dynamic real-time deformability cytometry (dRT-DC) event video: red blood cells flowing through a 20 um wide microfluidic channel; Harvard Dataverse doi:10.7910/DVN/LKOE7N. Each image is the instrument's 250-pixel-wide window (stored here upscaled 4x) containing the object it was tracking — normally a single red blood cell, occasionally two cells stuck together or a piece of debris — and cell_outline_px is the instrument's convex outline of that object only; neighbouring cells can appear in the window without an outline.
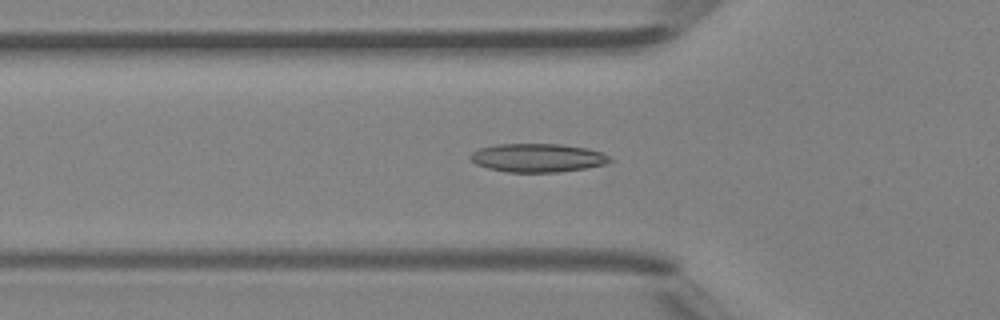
{"species": "Egyptian fruit bat (a non-hibernating species)", "species_latin": "Rousettus aegyptiacus", "temperature_condition": "room temperature", "stored_images_in_passage": 37, "camera_frame_rate_fps": 3000, "um_per_image_px": 0.085, "animal": {"sex": "female"}, "frame": {"image": 1, "passage_image": 7, "time_ms": 2.0, "image_size_px": [1000, 320], "cell_outline_px": [[616, 160], [608, 164], [584, 168], [556, 172], [508, 172], [488, 168], [476, 164], [468, 156], [472, 152], [480, 148], [496, 144], [564, 144], [588, 148], [604, 152]], "centroid_in_image_um": [45.77, 13.4], "position_along_channel_um": 80.0, "area_um2": 23.47}}
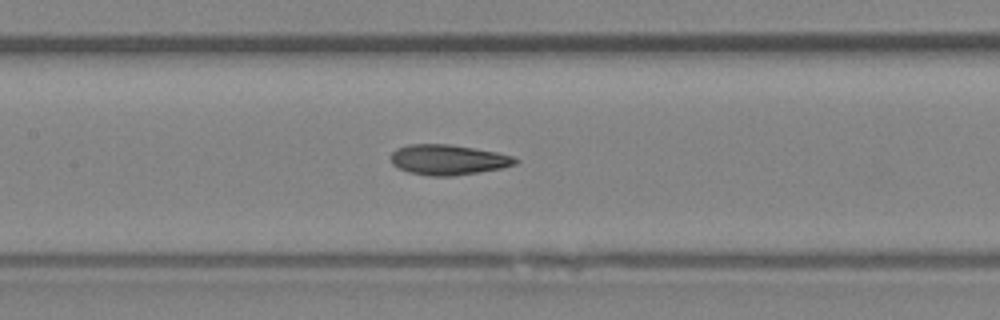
{"frame": {"image": 2, "passage_image": 13, "time_ms": 4.0, "image_size_px": [1000, 320], "cell_outline_px": [[520, 160], [516, 164], [500, 168], [452, 176], [428, 176], [408, 172], [392, 164], [392, 152], [396, 148], [408, 144], [448, 144], [496, 152], [512, 156]], "centroid_in_image_um": [38.07, 13.57], "position_along_channel_um": 169.3, "area_um2": 21.73}}
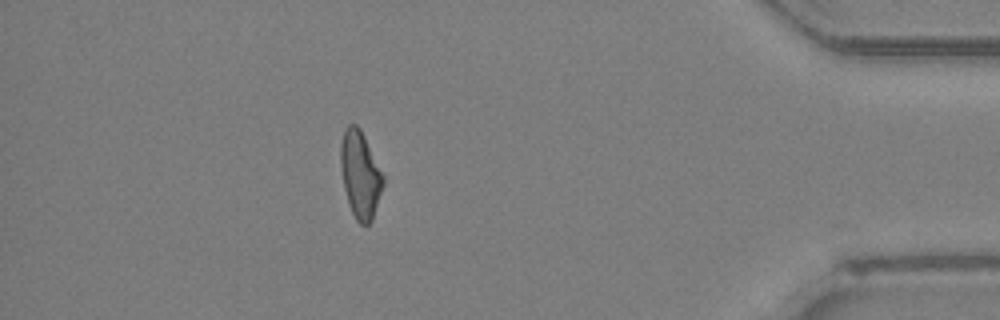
{"frame": {"image": 3, "passage_image": 32, "time_ms": 10.333, "image_size_px": [1000, 320], "cell_outline_px": [[384, 184], [372, 220], [368, 224], [360, 224], [356, 220], [348, 204], [344, 188], [340, 168], [340, 144], [344, 128], [348, 124], [356, 124], [360, 128], [384, 176]], "centroid_in_image_um": [30.6, 14.83], "position_along_channel_um": 404.6, "area_um2": 21.62}, "authors_computed_cell_mechanics": {"area_um2": 21.7328, "velocity_mm_per_s": 4.4805, "shape_relaxation_time_tau1_ms": null, "shape_relaxation_time_tau2_ms": 2.1334, "deformation_change_tau1": null, "deformation_change_tau2": 0.0946}}